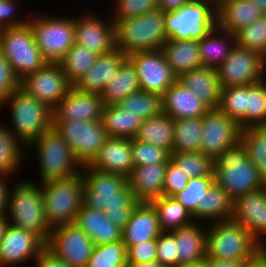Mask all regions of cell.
Returning a JSON list of instances; mask_svg holds the SVG:
<instances>
[{
	"label": "cell",
	"mask_w": 266,
	"mask_h": 267,
	"mask_svg": "<svg viewBox=\"0 0 266 267\" xmlns=\"http://www.w3.org/2000/svg\"><path fill=\"white\" fill-rule=\"evenodd\" d=\"M81 174L84 180L83 206L104 211L114 225L123 229L138 203L127 177L98 171L88 165L82 166Z\"/></svg>",
	"instance_id": "cell-1"
},
{
	"label": "cell",
	"mask_w": 266,
	"mask_h": 267,
	"mask_svg": "<svg viewBox=\"0 0 266 267\" xmlns=\"http://www.w3.org/2000/svg\"><path fill=\"white\" fill-rule=\"evenodd\" d=\"M32 150H35L33 155L39 163L40 172L39 181L28 179L32 183L43 185L81 173L82 165L53 126L26 147V153L32 155Z\"/></svg>",
	"instance_id": "cell-2"
},
{
	"label": "cell",
	"mask_w": 266,
	"mask_h": 267,
	"mask_svg": "<svg viewBox=\"0 0 266 267\" xmlns=\"http://www.w3.org/2000/svg\"><path fill=\"white\" fill-rule=\"evenodd\" d=\"M214 183L222 187L234 201L239 196L265 187L258 169L248 158L245 146L239 141L214 159Z\"/></svg>",
	"instance_id": "cell-3"
},
{
	"label": "cell",
	"mask_w": 266,
	"mask_h": 267,
	"mask_svg": "<svg viewBox=\"0 0 266 267\" xmlns=\"http://www.w3.org/2000/svg\"><path fill=\"white\" fill-rule=\"evenodd\" d=\"M6 217L10 225L33 232L48 242L52 228L46 220L41 185L28 178L12 184Z\"/></svg>",
	"instance_id": "cell-4"
},
{
	"label": "cell",
	"mask_w": 266,
	"mask_h": 267,
	"mask_svg": "<svg viewBox=\"0 0 266 267\" xmlns=\"http://www.w3.org/2000/svg\"><path fill=\"white\" fill-rule=\"evenodd\" d=\"M5 106L9 107L8 113L11 122L10 124L7 122L6 126L26 147L52 127V109L44 102L29 95L20 86L0 109Z\"/></svg>",
	"instance_id": "cell-5"
},
{
	"label": "cell",
	"mask_w": 266,
	"mask_h": 267,
	"mask_svg": "<svg viewBox=\"0 0 266 267\" xmlns=\"http://www.w3.org/2000/svg\"><path fill=\"white\" fill-rule=\"evenodd\" d=\"M264 247L241 224L232 220L206 224V257L245 262Z\"/></svg>",
	"instance_id": "cell-6"
},
{
	"label": "cell",
	"mask_w": 266,
	"mask_h": 267,
	"mask_svg": "<svg viewBox=\"0 0 266 267\" xmlns=\"http://www.w3.org/2000/svg\"><path fill=\"white\" fill-rule=\"evenodd\" d=\"M164 17L165 12L157 8L141 16L119 20L115 23L116 47L127 56L161 49L168 40Z\"/></svg>",
	"instance_id": "cell-7"
},
{
	"label": "cell",
	"mask_w": 266,
	"mask_h": 267,
	"mask_svg": "<svg viewBox=\"0 0 266 267\" xmlns=\"http://www.w3.org/2000/svg\"><path fill=\"white\" fill-rule=\"evenodd\" d=\"M28 16L27 23L43 57L48 63H59L75 44L74 16H53L42 11Z\"/></svg>",
	"instance_id": "cell-8"
},
{
	"label": "cell",
	"mask_w": 266,
	"mask_h": 267,
	"mask_svg": "<svg viewBox=\"0 0 266 267\" xmlns=\"http://www.w3.org/2000/svg\"><path fill=\"white\" fill-rule=\"evenodd\" d=\"M46 220L51 228L73 224L83 206L84 180L81 173L41 185Z\"/></svg>",
	"instance_id": "cell-9"
},
{
	"label": "cell",
	"mask_w": 266,
	"mask_h": 267,
	"mask_svg": "<svg viewBox=\"0 0 266 267\" xmlns=\"http://www.w3.org/2000/svg\"><path fill=\"white\" fill-rule=\"evenodd\" d=\"M164 24L168 39L199 41L217 24L216 3L193 0L178 10L165 12Z\"/></svg>",
	"instance_id": "cell-10"
},
{
	"label": "cell",
	"mask_w": 266,
	"mask_h": 267,
	"mask_svg": "<svg viewBox=\"0 0 266 267\" xmlns=\"http://www.w3.org/2000/svg\"><path fill=\"white\" fill-rule=\"evenodd\" d=\"M0 53L19 81L48 63L37 47L28 23L1 31Z\"/></svg>",
	"instance_id": "cell-11"
},
{
	"label": "cell",
	"mask_w": 266,
	"mask_h": 267,
	"mask_svg": "<svg viewBox=\"0 0 266 267\" xmlns=\"http://www.w3.org/2000/svg\"><path fill=\"white\" fill-rule=\"evenodd\" d=\"M52 126L67 142L82 166L93 161L108 138L101 120L52 121Z\"/></svg>",
	"instance_id": "cell-12"
},
{
	"label": "cell",
	"mask_w": 266,
	"mask_h": 267,
	"mask_svg": "<svg viewBox=\"0 0 266 267\" xmlns=\"http://www.w3.org/2000/svg\"><path fill=\"white\" fill-rule=\"evenodd\" d=\"M216 71L221 88L252 85L265 78L266 59L236 45Z\"/></svg>",
	"instance_id": "cell-13"
},
{
	"label": "cell",
	"mask_w": 266,
	"mask_h": 267,
	"mask_svg": "<svg viewBox=\"0 0 266 267\" xmlns=\"http://www.w3.org/2000/svg\"><path fill=\"white\" fill-rule=\"evenodd\" d=\"M93 241L75 223L52 228L46 248L71 267H86Z\"/></svg>",
	"instance_id": "cell-14"
},
{
	"label": "cell",
	"mask_w": 266,
	"mask_h": 267,
	"mask_svg": "<svg viewBox=\"0 0 266 267\" xmlns=\"http://www.w3.org/2000/svg\"><path fill=\"white\" fill-rule=\"evenodd\" d=\"M136 70L140 90L163 96L177 81L161 49L136 52L127 56Z\"/></svg>",
	"instance_id": "cell-15"
},
{
	"label": "cell",
	"mask_w": 266,
	"mask_h": 267,
	"mask_svg": "<svg viewBox=\"0 0 266 267\" xmlns=\"http://www.w3.org/2000/svg\"><path fill=\"white\" fill-rule=\"evenodd\" d=\"M90 11L83 10L84 14L74 17L75 44L86 47L97 55L114 51L117 49L115 23L110 16L105 19L95 11Z\"/></svg>",
	"instance_id": "cell-16"
},
{
	"label": "cell",
	"mask_w": 266,
	"mask_h": 267,
	"mask_svg": "<svg viewBox=\"0 0 266 267\" xmlns=\"http://www.w3.org/2000/svg\"><path fill=\"white\" fill-rule=\"evenodd\" d=\"M241 128L219 108L202 116L200 152L216 159L224 150L240 141Z\"/></svg>",
	"instance_id": "cell-17"
},
{
	"label": "cell",
	"mask_w": 266,
	"mask_h": 267,
	"mask_svg": "<svg viewBox=\"0 0 266 267\" xmlns=\"http://www.w3.org/2000/svg\"><path fill=\"white\" fill-rule=\"evenodd\" d=\"M20 87L53 109L72 85L59 63H47L22 79Z\"/></svg>",
	"instance_id": "cell-18"
},
{
	"label": "cell",
	"mask_w": 266,
	"mask_h": 267,
	"mask_svg": "<svg viewBox=\"0 0 266 267\" xmlns=\"http://www.w3.org/2000/svg\"><path fill=\"white\" fill-rule=\"evenodd\" d=\"M46 244L37 234L9 224L0 241V267L20 266L31 260L34 263Z\"/></svg>",
	"instance_id": "cell-19"
},
{
	"label": "cell",
	"mask_w": 266,
	"mask_h": 267,
	"mask_svg": "<svg viewBox=\"0 0 266 267\" xmlns=\"http://www.w3.org/2000/svg\"><path fill=\"white\" fill-rule=\"evenodd\" d=\"M231 220L244 226L260 245L265 247L266 186L236 198L233 201Z\"/></svg>",
	"instance_id": "cell-20"
},
{
	"label": "cell",
	"mask_w": 266,
	"mask_h": 267,
	"mask_svg": "<svg viewBox=\"0 0 266 267\" xmlns=\"http://www.w3.org/2000/svg\"><path fill=\"white\" fill-rule=\"evenodd\" d=\"M103 108L101 94L82 92L72 86L52 109V121L100 120Z\"/></svg>",
	"instance_id": "cell-21"
},
{
	"label": "cell",
	"mask_w": 266,
	"mask_h": 267,
	"mask_svg": "<svg viewBox=\"0 0 266 267\" xmlns=\"http://www.w3.org/2000/svg\"><path fill=\"white\" fill-rule=\"evenodd\" d=\"M88 166L98 171L128 177L134 167L132 139L108 137L97 156Z\"/></svg>",
	"instance_id": "cell-22"
},
{
	"label": "cell",
	"mask_w": 266,
	"mask_h": 267,
	"mask_svg": "<svg viewBox=\"0 0 266 267\" xmlns=\"http://www.w3.org/2000/svg\"><path fill=\"white\" fill-rule=\"evenodd\" d=\"M161 233L157 211L152 203L138 202L122 229V241L128 249L130 246L157 239Z\"/></svg>",
	"instance_id": "cell-23"
},
{
	"label": "cell",
	"mask_w": 266,
	"mask_h": 267,
	"mask_svg": "<svg viewBox=\"0 0 266 267\" xmlns=\"http://www.w3.org/2000/svg\"><path fill=\"white\" fill-rule=\"evenodd\" d=\"M126 59L127 55L118 48L98 55L95 63L73 87L82 92L101 94Z\"/></svg>",
	"instance_id": "cell-24"
},
{
	"label": "cell",
	"mask_w": 266,
	"mask_h": 267,
	"mask_svg": "<svg viewBox=\"0 0 266 267\" xmlns=\"http://www.w3.org/2000/svg\"><path fill=\"white\" fill-rule=\"evenodd\" d=\"M168 162L135 166L127 177V183L138 202H151L163 196L164 176Z\"/></svg>",
	"instance_id": "cell-25"
},
{
	"label": "cell",
	"mask_w": 266,
	"mask_h": 267,
	"mask_svg": "<svg viewBox=\"0 0 266 267\" xmlns=\"http://www.w3.org/2000/svg\"><path fill=\"white\" fill-rule=\"evenodd\" d=\"M175 236L178 266L203 262L206 257V224L194 222L171 231Z\"/></svg>",
	"instance_id": "cell-26"
},
{
	"label": "cell",
	"mask_w": 266,
	"mask_h": 267,
	"mask_svg": "<svg viewBox=\"0 0 266 267\" xmlns=\"http://www.w3.org/2000/svg\"><path fill=\"white\" fill-rule=\"evenodd\" d=\"M177 81L196 94L209 109L219 107L221 87L216 69L201 66L180 74Z\"/></svg>",
	"instance_id": "cell-27"
},
{
	"label": "cell",
	"mask_w": 266,
	"mask_h": 267,
	"mask_svg": "<svg viewBox=\"0 0 266 267\" xmlns=\"http://www.w3.org/2000/svg\"><path fill=\"white\" fill-rule=\"evenodd\" d=\"M162 102L163 112L173 120L202 117L209 110L196 94L178 81L165 91Z\"/></svg>",
	"instance_id": "cell-28"
},
{
	"label": "cell",
	"mask_w": 266,
	"mask_h": 267,
	"mask_svg": "<svg viewBox=\"0 0 266 267\" xmlns=\"http://www.w3.org/2000/svg\"><path fill=\"white\" fill-rule=\"evenodd\" d=\"M217 25L235 34L264 14L249 0H220L216 4Z\"/></svg>",
	"instance_id": "cell-29"
},
{
	"label": "cell",
	"mask_w": 266,
	"mask_h": 267,
	"mask_svg": "<svg viewBox=\"0 0 266 267\" xmlns=\"http://www.w3.org/2000/svg\"><path fill=\"white\" fill-rule=\"evenodd\" d=\"M74 223L89 236L94 245L122 240V229L114 225L102 210L82 206Z\"/></svg>",
	"instance_id": "cell-30"
},
{
	"label": "cell",
	"mask_w": 266,
	"mask_h": 267,
	"mask_svg": "<svg viewBox=\"0 0 266 267\" xmlns=\"http://www.w3.org/2000/svg\"><path fill=\"white\" fill-rule=\"evenodd\" d=\"M198 45L202 65L217 69L236 46V37L216 24Z\"/></svg>",
	"instance_id": "cell-31"
},
{
	"label": "cell",
	"mask_w": 266,
	"mask_h": 267,
	"mask_svg": "<svg viewBox=\"0 0 266 267\" xmlns=\"http://www.w3.org/2000/svg\"><path fill=\"white\" fill-rule=\"evenodd\" d=\"M161 50L177 77L184 72L203 66L197 40L168 39L163 44Z\"/></svg>",
	"instance_id": "cell-32"
},
{
	"label": "cell",
	"mask_w": 266,
	"mask_h": 267,
	"mask_svg": "<svg viewBox=\"0 0 266 267\" xmlns=\"http://www.w3.org/2000/svg\"><path fill=\"white\" fill-rule=\"evenodd\" d=\"M101 122L108 137L134 139L143 119L135 114L127 113L117 104L104 105Z\"/></svg>",
	"instance_id": "cell-33"
},
{
	"label": "cell",
	"mask_w": 266,
	"mask_h": 267,
	"mask_svg": "<svg viewBox=\"0 0 266 267\" xmlns=\"http://www.w3.org/2000/svg\"><path fill=\"white\" fill-rule=\"evenodd\" d=\"M233 212V200L226 191L215 183L210 187L203 199V207L195 210V221L212 223L231 220Z\"/></svg>",
	"instance_id": "cell-34"
},
{
	"label": "cell",
	"mask_w": 266,
	"mask_h": 267,
	"mask_svg": "<svg viewBox=\"0 0 266 267\" xmlns=\"http://www.w3.org/2000/svg\"><path fill=\"white\" fill-rule=\"evenodd\" d=\"M173 133V119L168 114L162 112L161 114L143 120L135 139L163 148L171 155Z\"/></svg>",
	"instance_id": "cell-35"
},
{
	"label": "cell",
	"mask_w": 266,
	"mask_h": 267,
	"mask_svg": "<svg viewBox=\"0 0 266 267\" xmlns=\"http://www.w3.org/2000/svg\"><path fill=\"white\" fill-rule=\"evenodd\" d=\"M140 83L132 63L126 59L111 82L105 86L101 97L104 105H115L125 97L138 92Z\"/></svg>",
	"instance_id": "cell-36"
},
{
	"label": "cell",
	"mask_w": 266,
	"mask_h": 267,
	"mask_svg": "<svg viewBox=\"0 0 266 267\" xmlns=\"http://www.w3.org/2000/svg\"><path fill=\"white\" fill-rule=\"evenodd\" d=\"M27 155V156H26ZM26 154V146L23 145L6 126L0 123V175L15 176L21 168Z\"/></svg>",
	"instance_id": "cell-37"
},
{
	"label": "cell",
	"mask_w": 266,
	"mask_h": 267,
	"mask_svg": "<svg viewBox=\"0 0 266 267\" xmlns=\"http://www.w3.org/2000/svg\"><path fill=\"white\" fill-rule=\"evenodd\" d=\"M151 203L157 211L162 232H171L195 222L189 211L174 197L161 196Z\"/></svg>",
	"instance_id": "cell-38"
},
{
	"label": "cell",
	"mask_w": 266,
	"mask_h": 267,
	"mask_svg": "<svg viewBox=\"0 0 266 267\" xmlns=\"http://www.w3.org/2000/svg\"><path fill=\"white\" fill-rule=\"evenodd\" d=\"M172 153L198 152L202 139V117L174 119Z\"/></svg>",
	"instance_id": "cell-39"
},
{
	"label": "cell",
	"mask_w": 266,
	"mask_h": 267,
	"mask_svg": "<svg viewBox=\"0 0 266 267\" xmlns=\"http://www.w3.org/2000/svg\"><path fill=\"white\" fill-rule=\"evenodd\" d=\"M240 141L245 146L248 158L258 169L266 185V126H251L241 129Z\"/></svg>",
	"instance_id": "cell-40"
},
{
	"label": "cell",
	"mask_w": 266,
	"mask_h": 267,
	"mask_svg": "<svg viewBox=\"0 0 266 267\" xmlns=\"http://www.w3.org/2000/svg\"><path fill=\"white\" fill-rule=\"evenodd\" d=\"M98 55L88 48L74 44L59 62L67 80L73 86L95 63Z\"/></svg>",
	"instance_id": "cell-41"
},
{
	"label": "cell",
	"mask_w": 266,
	"mask_h": 267,
	"mask_svg": "<svg viewBox=\"0 0 266 267\" xmlns=\"http://www.w3.org/2000/svg\"><path fill=\"white\" fill-rule=\"evenodd\" d=\"M266 126V77L246 85L245 128Z\"/></svg>",
	"instance_id": "cell-42"
},
{
	"label": "cell",
	"mask_w": 266,
	"mask_h": 267,
	"mask_svg": "<svg viewBox=\"0 0 266 267\" xmlns=\"http://www.w3.org/2000/svg\"><path fill=\"white\" fill-rule=\"evenodd\" d=\"M117 105L143 120L163 112L162 96L139 90L121 100Z\"/></svg>",
	"instance_id": "cell-43"
},
{
	"label": "cell",
	"mask_w": 266,
	"mask_h": 267,
	"mask_svg": "<svg viewBox=\"0 0 266 267\" xmlns=\"http://www.w3.org/2000/svg\"><path fill=\"white\" fill-rule=\"evenodd\" d=\"M170 161L189 178L214 176V159L200 151L172 153Z\"/></svg>",
	"instance_id": "cell-44"
},
{
	"label": "cell",
	"mask_w": 266,
	"mask_h": 267,
	"mask_svg": "<svg viewBox=\"0 0 266 267\" xmlns=\"http://www.w3.org/2000/svg\"><path fill=\"white\" fill-rule=\"evenodd\" d=\"M127 248L122 240L95 245L86 267H126Z\"/></svg>",
	"instance_id": "cell-45"
},
{
	"label": "cell",
	"mask_w": 266,
	"mask_h": 267,
	"mask_svg": "<svg viewBox=\"0 0 266 267\" xmlns=\"http://www.w3.org/2000/svg\"><path fill=\"white\" fill-rule=\"evenodd\" d=\"M214 184V176L190 178L187 186L174 198L182 204L195 220V210L203 207V199Z\"/></svg>",
	"instance_id": "cell-46"
},
{
	"label": "cell",
	"mask_w": 266,
	"mask_h": 267,
	"mask_svg": "<svg viewBox=\"0 0 266 267\" xmlns=\"http://www.w3.org/2000/svg\"><path fill=\"white\" fill-rule=\"evenodd\" d=\"M246 85L221 88L219 109L245 128Z\"/></svg>",
	"instance_id": "cell-47"
},
{
	"label": "cell",
	"mask_w": 266,
	"mask_h": 267,
	"mask_svg": "<svg viewBox=\"0 0 266 267\" xmlns=\"http://www.w3.org/2000/svg\"><path fill=\"white\" fill-rule=\"evenodd\" d=\"M236 45L259 53L266 59V15L235 33Z\"/></svg>",
	"instance_id": "cell-48"
},
{
	"label": "cell",
	"mask_w": 266,
	"mask_h": 267,
	"mask_svg": "<svg viewBox=\"0 0 266 267\" xmlns=\"http://www.w3.org/2000/svg\"><path fill=\"white\" fill-rule=\"evenodd\" d=\"M115 1V2H114ZM113 13H110L114 23L119 20L141 16L146 12L159 8V0H113Z\"/></svg>",
	"instance_id": "cell-49"
},
{
	"label": "cell",
	"mask_w": 266,
	"mask_h": 267,
	"mask_svg": "<svg viewBox=\"0 0 266 267\" xmlns=\"http://www.w3.org/2000/svg\"><path fill=\"white\" fill-rule=\"evenodd\" d=\"M132 159L135 166L152 165L158 162H169L170 154L163 148L143 141L132 139Z\"/></svg>",
	"instance_id": "cell-50"
},
{
	"label": "cell",
	"mask_w": 266,
	"mask_h": 267,
	"mask_svg": "<svg viewBox=\"0 0 266 267\" xmlns=\"http://www.w3.org/2000/svg\"><path fill=\"white\" fill-rule=\"evenodd\" d=\"M189 177L171 161L168 162L163 184V196L174 197L187 186Z\"/></svg>",
	"instance_id": "cell-51"
},
{
	"label": "cell",
	"mask_w": 266,
	"mask_h": 267,
	"mask_svg": "<svg viewBox=\"0 0 266 267\" xmlns=\"http://www.w3.org/2000/svg\"><path fill=\"white\" fill-rule=\"evenodd\" d=\"M157 260L169 267H178L175 236L171 232H162L158 236Z\"/></svg>",
	"instance_id": "cell-52"
},
{
	"label": "cell",
	"mask_w": 266,
	"mask_h": 267,
	"mask_svg": "<svg viewBox=\"0 0 266 267\" xmlns=\"http://www.w3.org/2000/svg\"><path fill=\"white\" fill-rule=\"evenodd\" d=\"M20 86L7 59L0 53V107Z\"/></svg>",
	"instance_id": "cell-53"
},
{
	"label": "cell",
	"mask_w": 266,
	"mask_h": 267,
	"mask_svg": "<svg viewBox=\"0 0 266 267\" xmlns=\"http://www.w3.org/2000/svg\"><path fill=\"white\" fill-rule=\"evenodd\" d=\"M19 0H0V31L11 27H19L28 22L27 18H17ZM16 12V13H15ZM16 17V18H15Z\"/></svg>",
	"instance_id": "cell-54"
},
{
	"label": "cell",
	"mask_w": 266,
	"mask_h": 267,
	"mask_svg": "<svg viewBox=\"0 0 266 267\" xmlns=\"http://www.w3.org/2000/svg\"><path fill=\"white\" fill-rule=\"evenodd\" d=\"M157 260V239L130 246L127 249V262H150Z\"/></svg>",
	"instance_id": "cell-55"
},
{
	"label": "cell",
	"mask_w": 266,
	"mask_h": 267,
	"mask_svg": "<svg viewBox=\"0 0 266 267\" xmlns=\"http://www.w3.org/2000/svg\"><path fill=\"white\" fill-rule=\"evenodd\" d=\"M33 264L35 267H71L64 261L59 260L47 248L40 254Z\"/></svg>",
	"instance_id": "cell-56"
},
{
	"label": "cell",
	"mask_w": 266,
	"mask_h": 267,
	"mask_svg": "<svg viewBox=\"0 0 266 267\" xmlns=\"http://www.w3.org/2000/svg\"><path fill=\"white\" fill-rule=\"evenodd\" d=\"M9 177L0 175V215H6L7 213L9 195L12 188L10 180L13 179L12 177L9 179Z\"/></svg>",
	"instance_id": "cell-57"
},
{
	"label": "cell",
	"mask_w": 266,
	"mask_h": 267,
	"mask_svg": "<svg viewBox=\"0 0 266 267\" xmlns=\"http://www.w3.org/2000/svg\"><path fill=\"white\" fill-rule=\"evenodd\" d=\"M203 263L205 267H242L244 262L226 261L205 257Z\"/></svg>",
	"instance_id": "cell-58"
},
{
	"label": "cell",
	"mask_w": 266,
	"mask_h": 267,
	"mask_svg": "<svg viewBox=\"0 0 266 267\" xmlns=\"http://www.w3.org/2000/svg\"><path fill=\"white\" fill-rule=\"evenodd\" d=\"M193 0H159V8L164 12H172Z\"/></svg>",
	"instance_id": "cell-59"
},
{
	"label": "cell",
	"mask_w": 266,
	"mask_h": 267,
	"mask_svg": "<svg viewBox=\"0 0 266 267\" xmlns=\"http://www.w3.org/2000/svg\"><path fill=\"white\" fill-rule=\"evenodd\" d=\"M242 267H266V251L262 249L255 257L245 261Z\"/></svg>",
	"instance_id": "cell-60"
},
{
	"label": "cell",
	"mask_w": 266,
	"mask_h": 267,
	"mask_svg": "<svg viewBox=\"0 0 266 267\" xmlns=\"http://www.w3.org/2000/svg\"><path fill=\"white\" fill-rule=\"evenodd\" d=\"M126 267H169L158 260L150 261V262H127Z\"/></svg>",
	"instance_id": "cell-61"
},
{
	"label": "cell",
	"mask_w": 266,
	"mask_h": 267,
	"mask_svg": "<svg viewBox=\"0 0 266 267\" xmlns=\"http://www.w3.org/2000/svg\"><path fill=\"white\" fill-rule=\"evenodd\" d=\"M9 225L6 215H0V241L4 236L5 230Z\"/></svg>",
	"instance_id": "cell-62"
},
{
	"label": "cell",
	"mask_w": 266,
	"mask_h": 267,
	"mask_svg": "<svg viewBox=\"0 0 266 267\" xmlns=\"http://www.w3.org/2000/svg\"><path fill=\"white\" fill-rule=\"evenodd\" d=\"M249 1L253 3L255 6H258L261 12L264 15H266V0H249Z\"/></svg>",
	"instance_id": "cell-63"
},
{
	"label": "cell",
	"mask_w": 266,
	"mask_h": 267,
	"mask_svg": "<svg viewBox=\"0 0 266 267\" xmlns=\"http://www.w3.org/2000/svg\"><path fill=\"white\" fill-rule=\"evenodd\" d=\"M178 267H205L203 262L197 263V264H193V265H182V266H178Z\"/></svg>",
	"instance_id": "cell-64"
},
{
	"label": "cell",
	"mask_w": 266,
	"mask_h": 267,
	"mask_svg": "<svg viewBox=\"0 0 266 267\" xmlns=\"http://www.w3.org/2000/svg\"><path fill=\"white\" fill-rule=\"evenodd\" d=\"M212 1H214L217 4L220 0H212Z\"/></svg>",
	"instance_id": "cell-65"
}]
</instances>
